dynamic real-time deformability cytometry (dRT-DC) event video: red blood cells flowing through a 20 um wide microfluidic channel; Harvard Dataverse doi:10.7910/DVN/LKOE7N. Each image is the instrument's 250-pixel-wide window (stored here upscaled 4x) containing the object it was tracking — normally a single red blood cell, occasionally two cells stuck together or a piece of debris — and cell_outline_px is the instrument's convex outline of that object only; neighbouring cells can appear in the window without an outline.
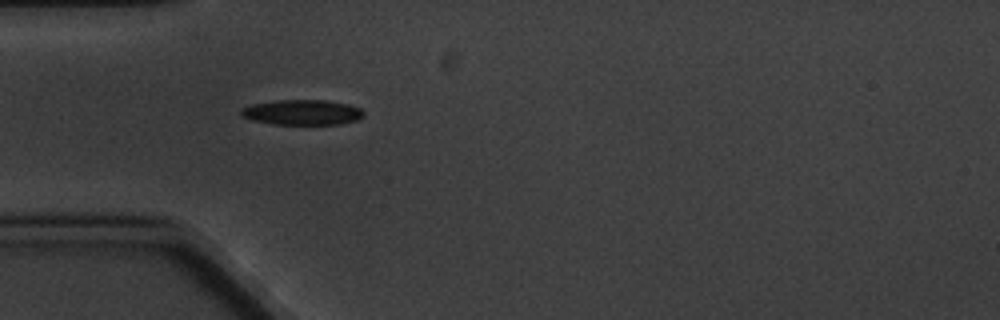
{"species": "common noctule bat (a hibernating species)", "species_latin": "Nyctalus noctula", "temperature_condition": "cold", "stored_images_in_passage": 3, "camera_frame_rate_fps": 3000, "um_per_image_px": 0.085, "animal": {"sex": "male", "body_mass_g": 20.1, "forearm_length_mm": 53.5}, "frame": {"image": 1, "passage_image": 3, "time_ms": 2.333, "image_size_px": [1000, 320], "cell_outline_px": [[364, 116], [356, 120], [340, 124], [272, 124], [252, 120], [240, 116], [240, 108], [252, 104], [276, 100], [324, 100], [348, 104], [360, 108], [364, 112]], "centroid_in_image_um": [25.65, 9.55], "position_along_channel_um": 59.3, "area_um2": 18.09}}